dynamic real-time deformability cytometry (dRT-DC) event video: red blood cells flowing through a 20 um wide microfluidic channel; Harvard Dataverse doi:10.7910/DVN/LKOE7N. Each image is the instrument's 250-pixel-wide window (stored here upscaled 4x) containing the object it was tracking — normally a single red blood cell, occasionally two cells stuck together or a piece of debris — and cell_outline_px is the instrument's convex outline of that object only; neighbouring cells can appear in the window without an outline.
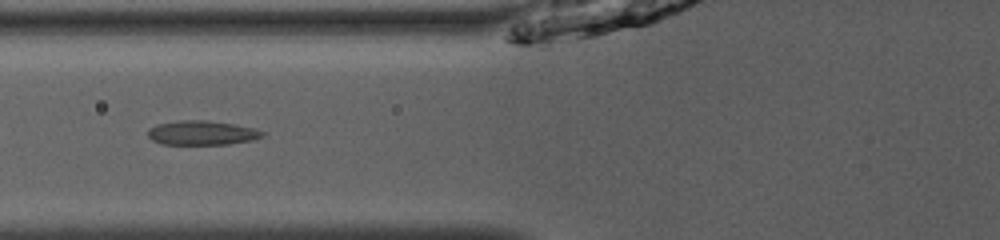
{"species": "common noctule bat (a hibernating species)", "species_latin": "Nyctalus noctula", "temperature_condition": "room temperature", "stored_images_in_passage": 53, "camera_frame_rate_fps": 3000, "um_per_image_px": 0.085, "animal": {"sex": "male", "body_mass_g": 13.0, "forearm_length_mm": 53.1}, "frame": {"image": 1, "passage_image": 23, "time_ms": 7.333, "image_size_px": [1000, 240], "cell_outline_px": [[264, 136], [252, 140], [228, 144], [164, 144], [152, 140], [148, 136], [148, 128], [156, 124], [180, 120], [204, 120], [232, 124], [252, 128], [264, 132]], "centroid_in_image_um": [17.12, 11.29], "position_along_channel_um": 108.7, "area_um2": 16.07}}
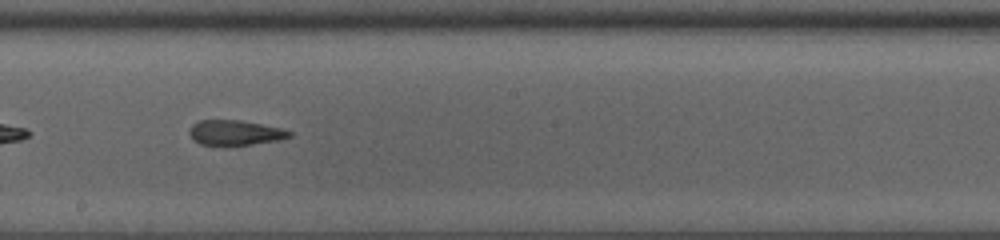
{"frame": {"image": 2, "passage_image": 32, "time_ms": 10.333, "image_size_px": [1000, 240], "cell_outline_px": [[292, 136], [280, 140], [224, 148], [200, 144], [192, 140], [188, 132], [192, 124], [200, 120], [240, 120], [280, 128], [292, 132]], "centroid_in_image_um": [19.92, 11.32], "position_along_channel_um": 228.3, "area_um2": 15.14}}
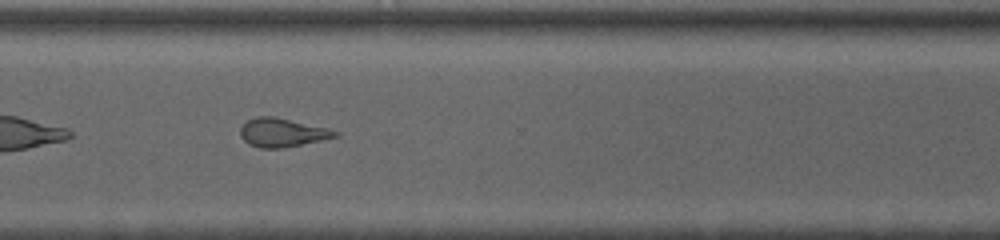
{"frame": {"image": 3, "passage_image": 41, "time_ms": 13.333, "image_size_px": [1000, 240], "cell_outline_px": [[340, 136], [280, 148], [260, 148], [248, 144], [240, 136], [240, 128], [248, 120], [256, 116], [272, 116], [328, 128], [340, 132]], "centroid_in_image_um": [23.97, 11.26], "position_along_channel_um": 346.6, "area_um2": 15.66}, "authors_computed_cell_mechanics": {"area_um2": 16.9932, "velocity_mm_per_s": 3.9751, "shape_relaxation_time_tau1_ms": 7.4707, "shape_relaxation_time_tau2_ms": 2.1505, "deformation_change_tau1": 0.2269, "deformation_change_tau2": 0.1087}}